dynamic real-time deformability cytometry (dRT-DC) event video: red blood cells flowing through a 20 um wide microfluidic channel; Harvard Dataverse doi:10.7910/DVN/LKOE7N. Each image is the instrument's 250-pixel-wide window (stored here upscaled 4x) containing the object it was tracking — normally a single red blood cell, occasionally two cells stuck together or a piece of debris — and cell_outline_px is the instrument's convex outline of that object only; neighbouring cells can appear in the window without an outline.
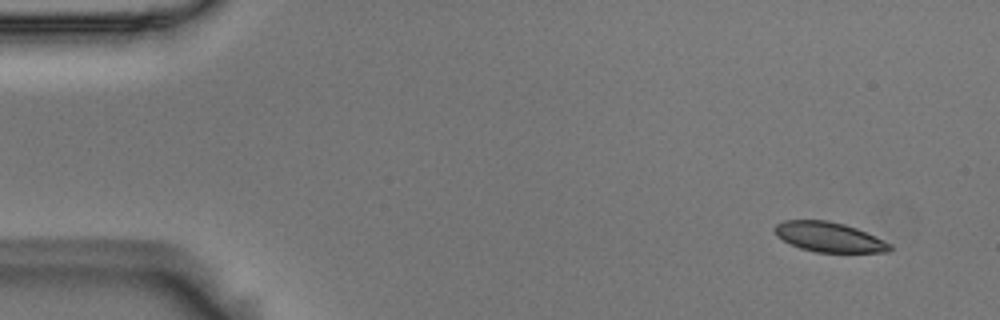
{"species": "Egyptian fruit bat (a non-hibernating species)", "species_latin": "Rousettus aegyptiacus", "temperature_condition": "room temperature", "stored_images_in_passage": 6, "camera_frame_rate_fps": 3000, "um_per_image_px": 0.085, "animal": {"sex": "male"}, "frame": {"image": 1, "passage_image": 1, "time_ms": 0.0, "image_size_px": [1000, 320], "cell_outline_px": [[892, 248], [888, 252], [816, 252], [800, 248], [776, 236], [772, 228], [776, 224], [784, 220], [828, 220], [844, 224], [856, 228], [884, 240], [892, 244]], "centroid_in_image_um": [70.45, 20.14], "position_along_channel_um": 14.5, "area_um2": 20.0}}
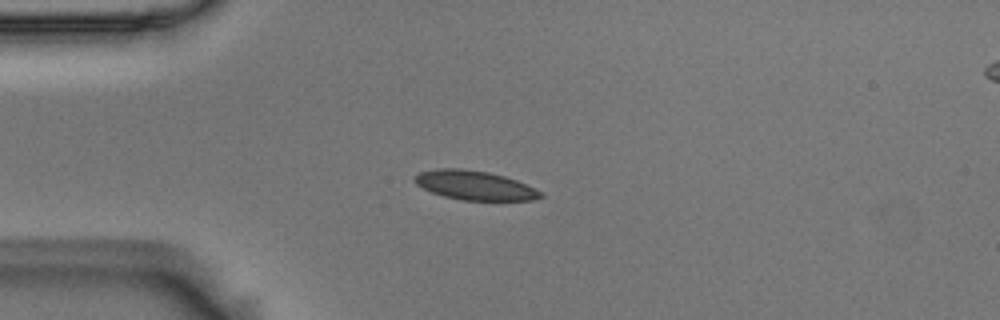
{"frame": {"image": 2, "passage_image": 4, "time_ms": 1.0, "image_size_px": [1000, 320], "cell_outline_px": [[544, 196], [532, 200], [460, 200], [444, 196], [432, 192], [416, 184], [412, 180], [420, 172], [436, 168], [460, 168], [488, 172], [504, 176], [516, 180], [544, 192]], "centroid_in_image_um": [40.36, 15.75], "position_along_channel_um": 44.6, "area_um2": 21.39}}
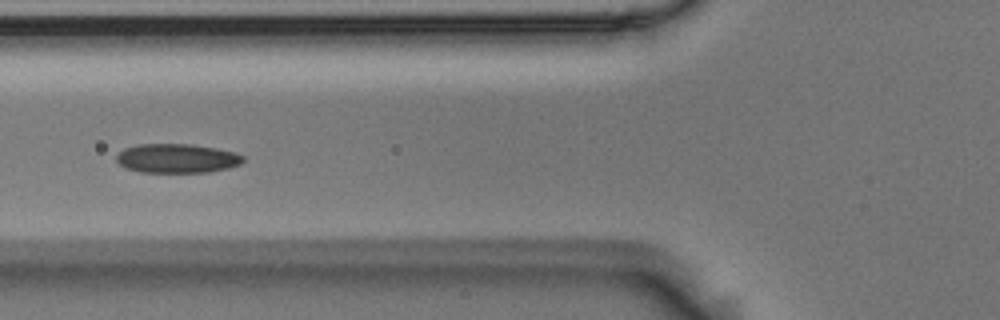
{"frame": {"image": 3, "passage_image": 6, "time_ms": 1.667, "image_size_px": [1000, 320], "cell_outline_px": [[244, 160], [240, 164], [228, 168], [208, 172], [140, 172], [128, 168], [120, 164], [116, 160], [116, 156], [124, 148], [136, 144], [192, 144], [216, 148], [236, 152], [244, 156]], "centroid_in_image_um": [15.06, 13.45], "position_along_channel_um": 110.7, "area_um2": 21.56}}